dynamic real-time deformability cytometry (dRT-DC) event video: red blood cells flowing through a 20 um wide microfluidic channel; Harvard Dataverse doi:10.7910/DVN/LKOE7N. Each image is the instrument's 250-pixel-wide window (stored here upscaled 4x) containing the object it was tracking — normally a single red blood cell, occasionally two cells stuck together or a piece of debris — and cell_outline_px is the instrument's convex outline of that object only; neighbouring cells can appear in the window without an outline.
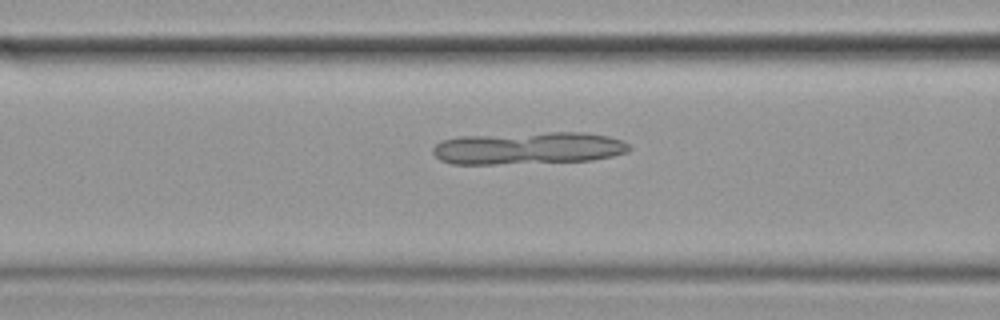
{"species": "common noctule bat (a hibernating species)", "species_latin": "Nyctalus noctula", "temperature_condition": "cold", "stored_images_in_passage": 43, "camera_frame_rate_fps": 3000, "um_per_image_px": 0.085, "animal": {"sex": "female", "body_mass_g": 19.9}, "frame": {"image": 1, "passage_image": 9, "time_ms": 2.667, "image_size_px": [1000, 320], "cell_outline_px": [[632, 148], [628, 152], [612, 156], [592, 160], [496, 164], [452, 164], [440, 160], [432, 152], [432, 148], [440, 140], [460, 136], [548, 132], [584, 132], [608, 136], [624, 140]], "centroid_in_image_um": [44.9, 12.58], "position_along_channel_um": 121.7, "area_um2": 37.22}}
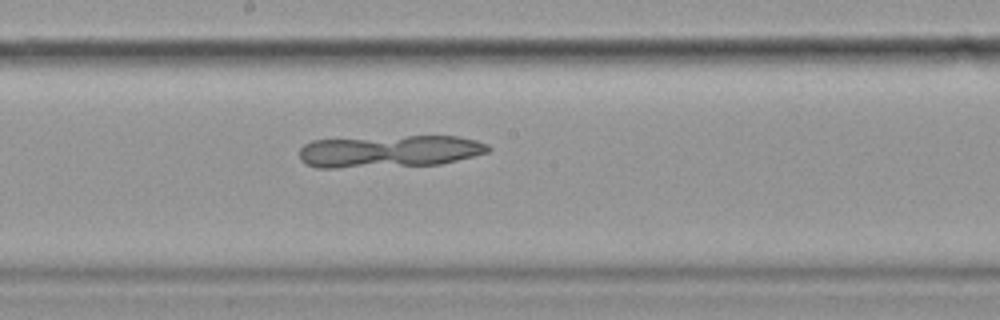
{"frame": {"image": 2, "passage_image": 17, "time_ms": 5.333, "image_size_px": [1000, 320], "cell_outline_px": [[492, 148], [488, 152], [440, 164], [336, 168], [316, 168], [300, 160], [300, 148], [304, 144], [312, 140], [404, 136], [456, 136], [476, 140], [488, 144]], "centroid_in_image_um": [33.09, 12.86], "position_along_channel_um": 215.1, "area_um2": 35.37}}
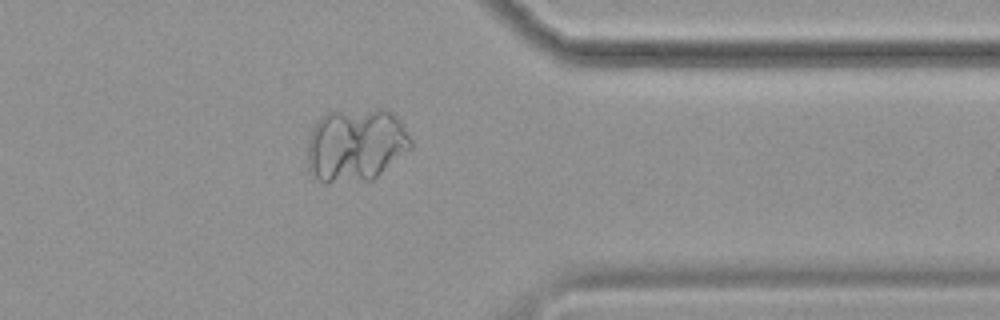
{"frame": {"image": 3, "passage_image": 32, "time_ms": 10.333, "image_size_px": [1000, 320], "cell_outline_px": [[412, 148], [372, 180], [328, 184], [324, 184], [308, 168], [308, 140], [312, 128], [316, 120], [320, 116], [328, 112], [380, 108], [384, 108], [392, 112], [400, 120], [412, 140]], "centroid_in_image_um": [30.25, 12.31], "position_along_channel_um": 381.2, "area_um2": 44.68}}